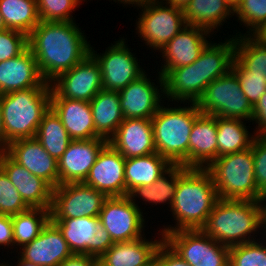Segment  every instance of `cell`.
Masks as SVG:
<instances>
[{
	"mask_svg": "<svg viewBox=\"0 0 266 266\" xmlns=\"http://www.w3.org/2000/svg\"><path fill=\"white\" fill-rule=\"evenodd\" d=\"M6 29H7V28H6V26H5L4 22H3L2 16H1V14H0V32H1V31H4V30H6Z\"/></svg>",
	"mask_w": 266,
	"mask_h": 266,
	"instance_id": "obj_56",
	"label": "cell"
},
{
	"mask_svg": "<svg viewBox=\"0 0 266 266\" xmlns=\"http://www.w3.org/2000/svg\"><path fill=\"white\" fill-rule=\"evenodd\" d=\"M51 85L0 95L5 136L9 142L35 138L44 113L50 108Z\"/></svg>",
	"mask_w": 266,
	"mask_h": 266,
	"instance_id": "obj_6",
	"label": "cell"
},
{
	"mask_svg": "<svg viewBox=\"0 0 266 266\" xmlns=\"http://www.w3.org/2000/svg\"><path fill=\"white\" fill-rule=\"evenodd\" d=\"M10 249L11 246L14 251L16 247L14 246V236H13V224L12 216L6 214H0V248ZM10 246V247H9Z\"/></svg>",
	"mask_w": 266,
	"mask_h": 266,
	"instance_id": "obj_46",
	"label": "cell"
},
{
	"mask_svg": "<svg viewBox=\"0 0 266 266\" xmlns=\"http://www.w3.org/2000/svg\"><path fill=\"white\" fill-rule=\"evenodd\" d=\"M29 208L9 177L0 168V214L12 216Z\"/></svg>",
	"mask_w": 266,
	"mask_h": 266,
	"instance_id": "obj_41",
	"label": "cell"
},
{
	"mask_svg": "<svg viewBox=\"0 0 266 266\" xmlns=\"http://www.w3.org/2000/svg\"><path fill=\"white\" fill-rule=\"evenodd\" d=\"M16 258L18 259L17 260V263H16V265L15 266H39V265H37V264H34V263H30V262H27V261H25V260H22L20 257H19V255H18V257L16 256ZM9 262H5V261H3V265L4 266H13L14 264H12V262H11V265H9L8 264Z\"/></svg>",
	"mask_w": 266,
	"mask_h": 266,
	"instance_id": "obj_54",
	"label": "cell"
},
{
	"mask_svg": "<svg viewBox=\"0 0 266 266\" xmlns=\"http://www.w3.org/2000/svg\"><path fill=\"white\" fill-rule=\"evenodd\" d=\"M114 42L100 54L90 45V54L100 66L103 89L119 92L139 79L146 70L140 65V60L138 62L137 56L135 57L136 53L128 48L124 36Z\"/></svg>",
	"mask_w": 266,
	"mask_h": 266,
	"instance_id": "obj_11",
	"label": "cell"
},
{
	"mask_svg": "<svg viewBox=\"0 0 266 266\" xmlns=\"http://www.w3.org/2000/svg\"><path fill=\"white\" fill-rule=\"evenodd\" d=\"M50 220V209L44 208H29L12 215L15 252L34 240Z\"/></svg>",
	"mask_w": 266,
	"mask_h": 266,
	"instance_id": "obj_35",
	"label": "cell"
},
{
	"mask_svg": "<svg viewBox=\"0 0 266 266\" xmlns=\"http://www.w3.org/2000/svg\"><path fill=\"white\" fill-rule=\"evenodd\" d=\"M201 230L228 247L259 240L255 234L262 230L260 202L218 199Z\"/></svg>",
	"mask_w": 266,
	"mask_h": 266,
	"instance_id": "obj_4",
	"label": "cell"
},
{
	"mask_svg": "<svg viewBox=\"0 0 266 266\" xmlns=\"http://www.w3.org/2000/svg\"><path fill=\"white\" fill-rule=\"evenodd\" d=\"M179 180V165H172L163 175H161L154 183L147 186H139L133 189L129 193V197L132 202L139 208V203L137 198L145 203H151V206H156L157 204L168 205L170 207L174 199L176 186ZM137 202V203H136ZM147 202V203H146ZM153 204V205H152Z\"/></svg>",
	"mask_w": 266,
	"mask_h": 266,
	"instance_id": "obj_32",
	"label": "cell"
},
{
	"mask_svg": "<svg viewBox=\"0 0 266 266\" xmlns=\"http://www.w3.org/2000/svg\"><path fill=\"white\" fill-rule=\"evenodd\" d=\"M9 141L5 136V131L3 127V119H2V107L0 104V154L7 153L9 148Z\"/></svg>",
	"mask_w": 266,
	"mask_h": 266,
	"instance_id": "obj_49",
	"label": "cell"
},
{
	"mask_svg": "<svg viewBox=\"0 0 266 266\" xmlns=\"http://www.w3.org/2000/svg\"><path fill=\"white\" fill-rule=\"evenodd\" d=\"M76 21H40L28 35L43 80L51 83L90 54V41Z\"/></svg>",
	"mask_w": 266,
	"mask_h": 266,
	"instance_id": "obj_1",
	"label": "cell"
},
{
	"mask_svg": "<svg viewBox=\"0 0 266 266\" xmlns=\"http://www.w3.org/2000/svg\"><path fill=\"white\" fill-rule=\"evenodd\" d=\"M218 199L213 178L206 168L179 165V180L169 210L176 224L163 225L159 231L164 236L178 230L201 229Z\"/></svg>",
	"mask_w": 266,
	"mask_h": 266,
	"instance_id": "obj_3",
	"label": "cell"
},
{
	"mask_svg": "<svg viewBox=\"0 0 266 266\" xmlns=\"http://www.w3.org/2000/svg\"><path fill=\"white\" fill-rule=\"evenodd\" d=\"M251 36L256 39L259 43L266 45V21L258 27Z\"/></svg>",
	"mask_w": 266,
	"mask_h": 266,
	"instance_id": "obj_50",
	"label": "cell"
},
{
	"mask_svg": "<svg viewBox=\"0 0 266 266\" xmlns=\"http://www.w3.org/2000/svg\"><path fill=\"white\" fill-rule=\"evenodd\" d=\"M7 154L33 175L48 182L53 188L59 185L58 161L50 156L35 138L10 142Z\"/></svg>",
	"mask_w": 266,
	"mask_h": 266,
	"instance_id": "obj_21",
	"label": "cell"
},
{
	"mask_svg": "<svg viewBox=\"0 0 266 266\" xmlns=\"http://www.w3.org/2000/svg\"><path fill=\"white\" fill-rule=\"evenodd\" d=\"M40 21H75L72 13L81 4L78 0H36Z\"/></svg>",
	"mask_w": 266,
	"mask_h": 266,
	"instance_id": "obj_38",
	"label": "cell"
},
{
	"mask_svg": "<svg viewBox=\"0 0 266 266\" xmlns=\"http://www.w3.org/2000/svg\"><path fill=\"white\" fill-rule=\"evenodd\" d=\"M257 188L266 193V136H256L251 144Z\"/></svg>",
	"mask_w": 266,
	"mask_h": 266,
	"instance_id": "obj_43",
	"label": "cell"
},
{
	"mask_svg": "<svg viewBox=\"0 0 266 266\" xmlns=\"http://www.w3.org/2000/svg\"><path fill=\"white\" fill-rule=\"evenodd\" d=\"M234 15L246 27L244 35H251L266 21V0H241Z\"/></svg>",
	"mask_w": 266,
	"mask_h": 266,
	"instance_id": "obj_39",
	"label": "cell"
},
{
	"mask_svg": "<svg viewBox=\"0 0 266 266\" xmlns=\"http://www.w3.org/2000/svg\"><path fill=\"white\" fill-rule=\"evenodd\" d=\"M164 242L191 266H229L230 247L201 229L168 232Z\"/></svg>",
	"mask_w": 266,
	"mask_h": 266,
	"instance_id": "obj_10",
	"label": "cell"
},
{
	"mask_svg": "<svg viewBox=\"0 0 266 266\" xmlns=\"http://www.w3.org/2000/svg\"><path fill=\"white\" fill-rule=\"evenodd\" d=\"M50 107L59 116L72 140L102 138L95 132L89 102L67 98H50Z\"/></svg>",
	"mask_w": 266,
	"mask_h": 266,
	"instance_id": "obj_25",
	"label": "cell"
},
{
	"mask_svg": "<svg viewBox=\"0 0 266 266\" xmlns=\"http://www.w3.org/2000/svg\"><path fill=\"white\" fill-rule=\"evenodd\" d=\"M95 125V132L109 140L123 122L118 91L100 90L89 102Z\"/></svg>",
	"mask_w": 266,
	"mask_h": 266,
	"instance_id": "obj_28",
	"label": "cell"
},
{
	"mask_svg": "<svg viewBox=\"0 0 266 266\" xmlns=\"http://www.w3.org/2000/svg\"><path fill=\"white\" fill-rule=\"evenodd\" d=\"M158 232L161 237H154V241L144 236L129 242H114L99 258V266H153L156 251L164 241L163 234Z\"/></svg>",
	"mask_w": 266,
	"mask_h": 266,
	"instance_id": "obj_24",
	"label": "cell"
},
{
	"mask_svg": "<svg viewBox=\"0 0 266 266\" xmlns=\"http://www.w3.org/2000/svg\"><path fill=\"white\" fill-rule=\"evenodd\" d=\"M35 139L58 161L72 141L59 116L50 107L43 115Z\"/></svg>",
	"mask_w": 266,
	"mask_h": 266,
	"instance_id": "obj_33",
	"label": "cell"
},
{
	"mask_svg": "<svg viewBox=\"0 0 266 266\" xmlns=\"http://www.w3.org/2000/svg\"><path fill=\"white\" fill-rule=\"evenodd\" d=\"M58 266H99V258L86 254L73 253Z\"/></svg>",
	"mask_w": 266,
	"mask_h": 266,
	"instance_id": "obj_47",
	"label": "cell"
},
{
	"mask_svg": "<svg viewBox=\"0 0 266 266\" xmlns=\"http://www.w3.org/2000/svg\"><path fill=\"white\" fill-rule=\"evenodd\" d=\"M94 237L96 238V257L100 258L114 242L108 231L102 225L98 228Z\"/></svg>",
	"mask_w": 266,
	"mask_h": 266,
	"instance_id": "obj_48",
	"label": "cell"
},
{
	"mask_svg": "<svg viewBox=\"0 0 266 266\" xmlns=\"http://www.w3.org/2000/svg\"><path fill=\"white\" fill-rule=\"evenodd\" d=\"M261 238L230 247L229 266H266V238Z\"/></svg>",
	"mask_w": 266,
	"mask_h": 266,
	"instance_id": "obj_37",
	"label": "cell"
},
{
	"mask_svg": "<svg viewBox=\"0 0 266 266\" xmlns=\"http://www.w3.org/2000/svg\"><path fill=\"white\" fill-rule=\"evenodd\" d=\"M125 158L108 142L83 183L107 197L126 196Z\"/></svg>",
	"mask_w": 266,
	"mask_h": 266,
	"instance_id": "obj_16",
	"label": "cell"
},
{
	"mask_svg": "<svg viewBox=\"0 0 266 266\" xmlns=\"http://www.w3.org/2000/svg\"><path fill=\"white\" fill-rule=\"evenodd\" d=\"M217 158L216 116L201 113L189 137V168H207Z\"/></svg>",
	"mask_w": 266,
	"mask_h": 266,
	"instance_id": "obj_26",
	"label": "cell"
},
{
	"mask_svg": "<svg viewBox=\"0 0 266 266\" xmlns=\"http://www.w3.org/2000/svg\"><path fill=\"white\" fill-rule=\"evenodd\" d=\"M51 221L62 232L73 253L96 257V238L94 235L101 226L99 216L51 219Z\"/></svg>",
	"mask_w": 266,
	"mask_h": 266,
	"instance_id": "obj_27",
	"label": "cell"
},
{
	"mask_svg": "<svg viewBox=\"0 0 266 266\" xmlns=\"http://www.w3.org/2000/svg\"><path fill=\"white\" fill-rule=\"evenodd\" d=\"M142 209L129 196L108 197L100 211L102 227L113 242H129L145 236L146 227Z\"/></svg>",
	"mask_w": 266,
	"mask_h": 266,
	"instance_id": "obj_13",
	"label": "cell"
},
{
	"mask_svg": "<svg viewBox=\"0 0 266 266\" xmlns=\"http://www.w3.org/2000/svg\"><path fill=\"white\" fill-rule=\"evenodd\" d=\"M196 104L201 113L216 117L238 118L251 122L253 115V106L243 93L232 70L210 83Z\"/></svg>",
	"mask_w": 266,
	"mask_h": 266,
	"instance_id": "obj_8",
	"label": "cell"
},
{
	"mask_svg": "<svg viewBox=\"0 0 266 266\" xmlns=\"http://www.w3.org/2000/svg\"><path fill=\"white\" fill-rule=\"evenodd\" d=\"M214 42L210 40L192 64L171 71H159L163 78L165 100L169 99L168 102L172 101L174 105L179 101L196 103L210 83L231 70L235 58V36L230 35L223 42Z\"/></svg>",
	"mask_w": 266,
	"mask_h": 266,
	"instance_id": "obj_2",
	"label": "cell"
},
{
	"mask_svg": "<svg viewBox=\"0 0 266 266\" xmlns=\"http://www.w3.org/2000/svg\"><path fill=\"white\" fill-rule=\"evenodd\" d=\"M39 72L37 61L27 47L20 55L0 62V95L33 87H49Z\"/></svg>",
	"mask_w": 266,
	"mask_h": 266,
	"instance_id": "obj_23",
	"label": "cell"
},
{
	"mask_svg": "<svg viewBox=\"0 0 266 266\" xmlns=\"http://www.w3.org/2000/svg\"><path fill=\"white\" fill-rule=\"evenodd\" d=\"M108 142L125 159L156 152L151 119H124Z\"/></svg>",
	"mask_w": 266,
	"mask_h": 266,
	"instance_id": "obj_22",
	"label": "cell"
},
{
	"mask_svg": "<svg viewBox=\"0 0 266 266\" xmlns=\"http://www.w3.org/2000/svg\"><path fill=\"white\" fill-rule=\"evenodd\" d=\"M107 143L105 138L72 140L58 160L59 185L84 182L98 154Z\"/></svg>",
	"mask_w": 266,
	"mask_h": 266,
	"instance_id": "obj_17",
	"label": "cell"
},
{
	"mask_svg": "<svg viewBox=\"0 0 266 266\" xmlns=\"http://www.w3.org/2000/svg\"><path fill=\"white\" fill-rule=\"evenodd\" d=\"M206 169L211 173L219 199L260 201L264 195L256 186L251 147L220 156Z\"/></svg>",
	"mask_w": 266,
	"mask_h": 266,
	"instance_id": "obj_7",
	"label": "cell"
},
{
	"mask_svg": "<svg viewBox=\"0 0 266 266\" xmlns=\"http://www.w3.org/2000/svg\"><path fill=\"white\" fill-rule=\"evenodd\" d=\"M167 4L176 6L177 8L185 9V7L189 4L191 0H163Z\"/></svg>",
	"mask_w": 266,
	"mask_h": 266,
	"instance_id": "obj_53",
	"label": "cell"
},
{
	"mask_svg": "<svg viewBox=\"0 0 266 266\" xmlns=\"http://www.w3.org/2000/svg\"><path fill=\"white\" fill-rule=\"evenodd\" d=\"M261 205V219H262V236L266 238V198H261L259 201Z\"/></svg>",
	"mask_w": 266,
	"mask_h": 266,
	"instance_id": "obj_52",
	"label": "cell"
},
{
	"mask_svg": "<svg viewBox=\"0 0 266 266\" xmlns=\"http://www.w3.org/2000/svg\"><path fill=\"white\" fill-rule=\"evenodd\" d=\"M183 11L186 25L200 27L211 33L219 31L234 16V10L225 0H191Z\"/></svg>",
	"mask_w": 266,
	"mask_h": 266,
	"instance_id": "obj_29",
	"label": "cell"
},
{
	"mask_svg": "<svg viewBox=\"0 0 266 266\" xmlns=\"http://www.w3.org/2000/svg\"><path fill=\"white\" fill-rule=\"evenodd\" d=\"M231 70L236 74L243 93L252 106L266 92V78L258 73H249V71L236 59H233Z\"/></svg>",
	"mask_w": 266,
	"mask_h": 266,
	"instance_id": "obj_40",
	"label": "cell"
},
{
	"mask_svg": "<svg viewBox=\"0 0 266 266\" xmlns=\"http://www.w3.org/2000/svg\"><path fill=\"white\" fill-rule=\"evenodd\" d=\"M28 47V36L20 31L6 29L0 32V62L20 55Z\"/></svg>",
	"mask_w": 266,
	"mask_h": 266,
	"instance_id": "obj_42",
	"label": "cell"
},
{
	"mask_svg": "<svg viewBox=\"0 0 266 266\" xmlns=\"http://www.w3.org/2000/svg\"><path fill=\"white\" fill-rule=\"evenodd\" d=\"M157 75V85L152 82L155 80H151L146 72L118 92L124 119H152L160 106L165 103L163 78L159 72Z\"/></svg>",
	"mask_w": 266,
	"mask_h": 266,
	"instance_id": "obj_15",
	"label": "cell"
},
{
	"mask_svg": "<svg viewBox=\"0 0 266 266\" xmlns=\"http://www.w3.org/2000/svg\"><path fill=\"white\" fill-rule=\"evenodd\" d=\"M227 2V4L233 9L235 10L236 7L240 4L241 0H225Z\"/></svg>",
	"mask_w": 266,
	"mask_h": 266,
	"instance_id": "obj_55",
	"label": "cell"
},
{
	"mask_svg": "<svg viewBox=\"0 0 266 266\" xmlns=\"http://www.w3.org/2000/svg\"><path fill=\"white\" fill-rule=\"evenodd\" d=\"M245 121L238 118L216 117L218 157L251 147L256 136L249 132V126H246L249 122Z\"/></svg>",
	"mask_w": 266,
	"mask_h": 266,
	"instance_id": "obj_31",
	"label": "cell"
},
{
	"mask_svg": "<svg viewBox=\"0 0 266 266\" xmlns=\"http://www.w3.org/2000/svg\"><path fill=\"white\" fill-rule=\"evenodd\" d=\"M182 104L184 106L180 103L174 107L162 104L151 121L156 152L172 165L189 168V137L201 112L196 103Z\"/></svg>",
	"mask_w": 266,
	"mask_h": 266,
	"instance_id": "obj_5",
	"label": "cell"
},
{
	"mask_svg": "<svg viewBox=\"0 0 266 266\" xmlns=\"http://www.w3.org/2000/svg\"><path fill=\"white\" fill-rule=\"evenodd\" d=\"M108 197L85 183H67L53 188L51 219L99 216Z\"/></svg>",
	"mask_w": 266,
	"mask_h": 266,
	"instance_id": "obj_12",
	"label": "cell"
},
{
	"mask_svg": "<svg viewBox=\"0 0 266 266\" xmlns=\"http://www.w3.org/2000/svg\"><path fill=\"white\" fill-rule=\"evenodd\" d=\"M172 164L157 152L125 160L126 196L139 186L154 183Z\"/></svg>",
	"mask_w": 266,
	"mask_h": 266,
	"instance_id": "obj_30",
	"label": "cell"
},
{
	"mask_svg": "<svg viewBox=\"0 0 266 266\" xmlns=\"http://www.w3.org/2000/svg\"><path fill=\"white\" fill-rule=\"evenodd\" d=\"M112 1V0H111ZM114 2H118L117 4H124V6L126 7L127 5H131L132 7L135 6L136 7H143L146 6L156 0H113ZM134 4V5H133Z\"/></svg>",
	"mask_w": 266,
	"mask_h": 266,
	"instance_id": "obj_51",
	"label": "cell"
},
{
	"mask_svg": "<svg viewBox=\"0 0 266 266\" xmlns=\"http://www.w3.org/2000/svg\"><path fill=\"white\" fill-rule=\"evenodd\" d=\"M0 14L7 29L27 36L40 23L36 0H0Z\"/></svg>",
	"mask_w": 266,
	"mask_h": 266,
	"instance_id": "obj_34",
	"label": "cell"
},
{
	"mask_svg": "<svg viewBox=\"0 0 266 266\" xmlns=\"http://www.w3.org/2000/svg\"><path fill=\"white\" fill-rule=\"evenodd\" d=\"M252 124H256L253 133L255 136H266V92L253 106Z\"/></svg>",
	"mask_w": 266,
	"mask_h": 266,
	"instance_id": "obj_45",
	"label": "cell"
},
{
	"mask_svg": "<svg viewBox=\"0 0 266 266\" xmlns=\"http://www.w3.org/2000/svg\"><path fill=\"white\" fill-rule=\"evenodd\" d=\"M239 33V34H238ZM235 36V58L249 71L266 78V45L251 35L237 32Z\"/></svg>",
	"mask_w": 266,
	"mask_h": 266,
	"instance_id": "obj_36",
	"label": "cell"
},
{
	"mask_svg": "<svg viewBox=\"0 0 266 266\" xmlns=\"http://www.w3.org/2000/svg\"><path fill=\"white\" fill-rule=\"evenodd\" d=\"M78 1H80V2L82 3V2H85V1H87V0H78ZM88 1H89V0H88Z\"/></svg>",
	"mask_w": 266,
	"mask_h": 266,
	"instance_id": "obj_57",
	"label": "cell"
},
{
	"mask_svg": "<svg viewBox=\"0 0 266 266\" xmlns=\"http://www.w3.org/2000/svg\"><path fill=\"white\" fill-rule=\"evenodd\" d=\"M211 32L192 25H186L174 38L159 50L162 57L160 71L190 65L197 60L202 50L210 42ZM163 63V64H162Z\"/></svg>",
	"mask_w": 266,
	"mask_h": 266,
	"instance_id": "obj_18",
	"label": "cell"
},
{
	"mask_svg": "<svg viewBox=\"0 0 266 266\" xmlns=\"http://www.w3.org/2000/svg\"><path fill=\"white\" fill-rule=\"evenodd\" d=\"M153 266H191L174 252L164 241L158 247Z\"/></svg>",
	"mask_w": 266,
	"mask_h": 266,
	"instance_id": "obj_44",
	"label": "cell"
},
{
	"mask_svg": "<svg viewBox=\"0 0 266 266\" xmlns=\"http://www.w3.org/2000/svg\"><path fill=\"white\" fill-rule=\"evenodd\" d=\"M18 250L22 260L39 266H58L73 254L62 232L51 220L34 240Z\"/></svg>",
	"mask_w": 266,
	"mask_h": 266,
	"instance_id": "obj_20",
	"label": "cell"
},
{
	"mask_svg": "<svg viewBox=\"0 0 266 266\" xmlns=\"http://www.w3.org/2000/svg\"><path fill=\"white\" fill-rule=\"evenodd\" d=\"M136 20V34L147 48L155 52L162 49L185 26L184 11L181 8L156 0L140 8Z\"/></svg>",
	"mask_w": 266,
	"mask_h": 266,
	"instance_id": "obj_9",
	"label": "cell"
},
{
	"mask_svg": "<svg viewBox=\"0 0 266 266\" xmlns=\"http://www.w3.org/2000/svg\"><path fill=\"white\" fill-rule=\"evenodd\" d=\"M0 168L6 173L30 208H51L53 187L48 182L33 175L7 153L0 154Z\"/></svg>",
	"mask_w": 266,
	"mask_h": 266,
	"instance_id": "obj_19",
	"label": "cell"
},
{
	"mask_svg": "<svg viewBox=\"0 0 266 266\" xmlns=\"http://www.w3.org/2000/svg\"><path fill=\"white\" fill-rule=\"evenodd\" d=\"M51 85V98H67L90 102L103 89L100 66L88 54L81 62L62 73Z\"/></svg>",
	"mask_w": 266,
	"mask_h": 266,
	"instance_id": "obj_14",
	"label": "cell"
}]
</instances>
